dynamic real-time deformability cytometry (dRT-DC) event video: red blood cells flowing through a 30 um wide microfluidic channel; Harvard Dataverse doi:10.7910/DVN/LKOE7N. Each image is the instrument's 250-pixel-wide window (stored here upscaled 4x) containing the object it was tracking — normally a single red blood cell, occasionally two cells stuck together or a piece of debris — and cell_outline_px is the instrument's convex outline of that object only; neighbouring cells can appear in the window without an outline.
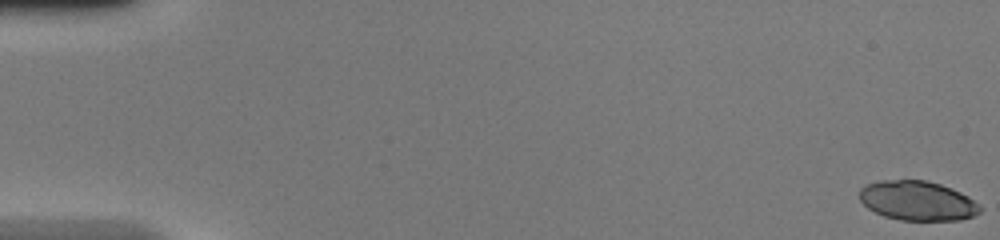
{"species": "common noctule bat (a hibernating species)", "species_latin": "Nyctalus noctula", "temperature_condition": "warm", "stored_images_in_passage": 49, "camera_frame_rate_fps": 3000, "um_per_image_px": 0.085, "animal": {"sex": "female", "body_mass_g": 20.0, "forearm_length_mm": 54.0}, "frame": {"image": 1, "passage_image": 1, "time_ms": 0.0, "image_size_px": [1000, 240], "cell_outline_px": [[980, 212], [972, 216], [960, 220], [900, 220], [884, 216], [868, 208], [860, 200], [860, 188], [868, 184], [880, 180], [924, 180], [940, 184], [952, 188], [968, 196], [980, 208]], "centroid_in_image_um": [77.96, 17.06], "position_along_channel_um": 7.0, "area_um2": 27.51}}